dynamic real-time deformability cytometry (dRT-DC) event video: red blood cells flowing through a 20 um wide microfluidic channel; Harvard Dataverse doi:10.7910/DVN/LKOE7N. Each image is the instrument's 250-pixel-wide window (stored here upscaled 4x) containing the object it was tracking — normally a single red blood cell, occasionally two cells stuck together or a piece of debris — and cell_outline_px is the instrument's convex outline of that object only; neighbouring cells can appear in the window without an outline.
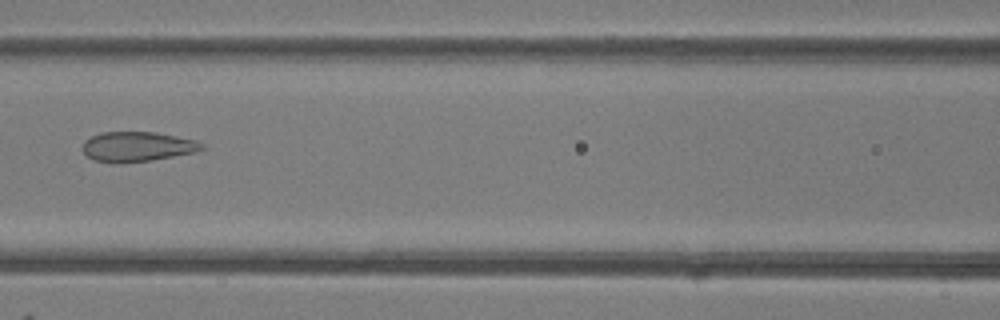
{"species": "common noctule bat (a hibernating species)", "species_latin": "Nyctalus noctula", "temperature_condition": "room temperature", "stored_images_in_passage": 7, "camera_frame_rate_fps": 3000, "um_per_image_px": 0.085, "animal": {"sex": "female"}, "frame": {"image": 1, "passage_image": 7, "time_ms": 6.667, "image_size_px": [1000, 320], "cell_outline_px": [[204, 148], [196, 152], [152, 160], [112, 164], [92, 160], [84, 152], [84, 140], [100, 132], [156, 132], [196, 140], [204, 144]], "centroid_in_image_um": [11.67, 12.47], "position_along_channel_um": 154.9, "area_um2": 20.87}}